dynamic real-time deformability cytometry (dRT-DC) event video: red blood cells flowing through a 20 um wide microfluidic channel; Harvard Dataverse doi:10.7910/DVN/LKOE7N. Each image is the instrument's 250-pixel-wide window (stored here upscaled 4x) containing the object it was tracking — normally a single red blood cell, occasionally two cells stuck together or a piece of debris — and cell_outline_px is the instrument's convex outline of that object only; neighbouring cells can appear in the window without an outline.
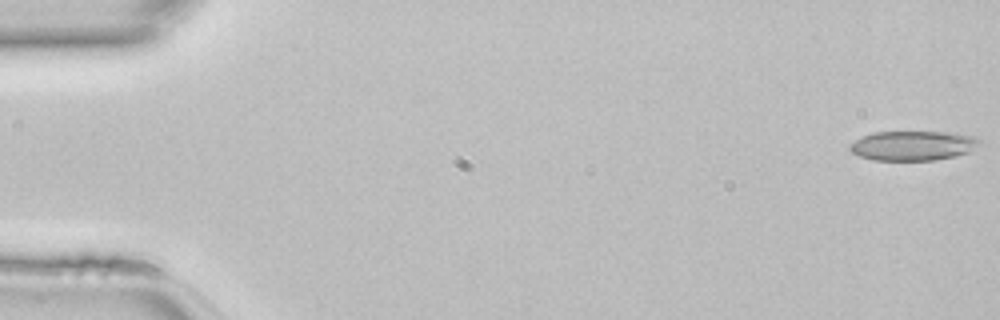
{"species": "common noctule bat (a hibernating species)", "species_latin": "Nyctalus noctula", "temperature_condition": "room temperature", "stored_images_in_passage": 47, "camera_frame_rate_fps": 3000, "um_per_image_px": 0.085, "animal": {"sex": "female", "body_mass_g": 22.7, "forearm_length_mm": 54.2}, "frame": {"image": 1, "passage_image": 1, "time_ms": 0.0, "image_size_px": [1000, 320], "cell_outline_px": [[984, 144], [968, 152], [956, 156], [936, 160], [872, 160], [860, 156], [852, 152], [848, 148], [848, 144], [872, 132], [944, 132], [972, 136], [980, 140]], "centroid_in_image_um": [77.61, 12.38], "position_along_channel_um": 7.4, "area_um2": 22.43}}
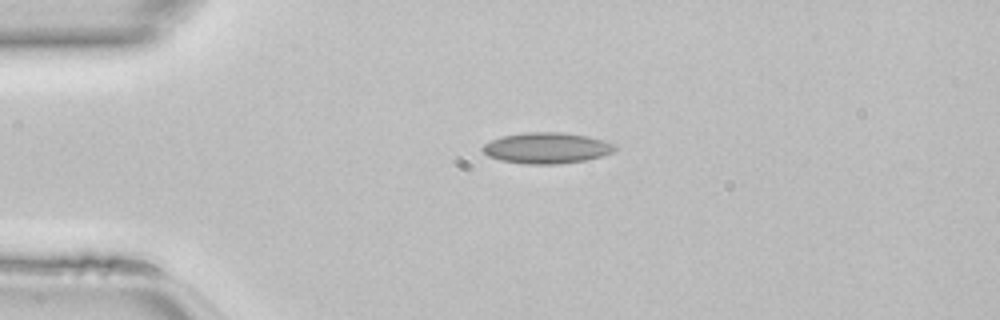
{"frame": {"image": 2, "passage_image": 11, "time_ms": 3.333, "image_size_px": [1000, 320], "cell_outline_px": [[616, 148], [612, 152], [600, 156], [584, 160], [560, 164], [528, 164], [500, 160], [488, 156], [480, 148], [484, 144], [500, 136], [524, 132], [560, 132], [588, 136], [604, 140], [616, 144]], "centroid_in_image_um": [46.45, 12.57], "position_along_channel_um": 38.5, "area_um2": 23.87}}
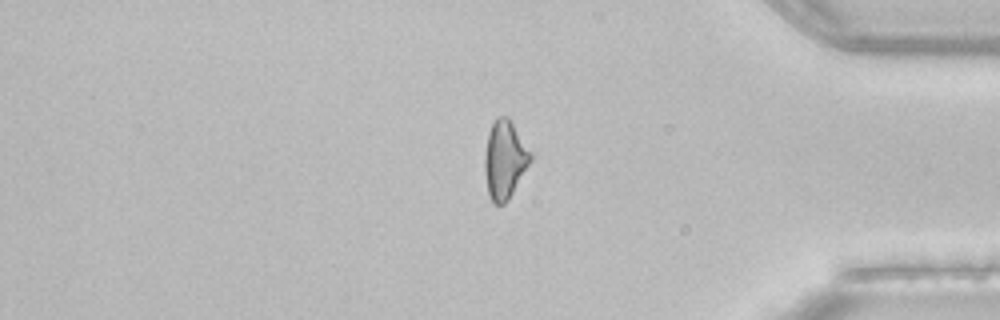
{"frame": {"image": 3, "passage_image": 39, "time_ms": 12.667, "image_size_px": [1000, 320], "cell_outline_px": [[532, 160], [508, 200], [504, 204], [492, 204], [488, 196], [484, 172], [484, 152], [488, 132], [496, 116], [508, 116], [532, 152]], "centroid_in_image_um": [42.88, 13.57], "position_along_channel_um": 392.3, "area_um2": 21.27}}